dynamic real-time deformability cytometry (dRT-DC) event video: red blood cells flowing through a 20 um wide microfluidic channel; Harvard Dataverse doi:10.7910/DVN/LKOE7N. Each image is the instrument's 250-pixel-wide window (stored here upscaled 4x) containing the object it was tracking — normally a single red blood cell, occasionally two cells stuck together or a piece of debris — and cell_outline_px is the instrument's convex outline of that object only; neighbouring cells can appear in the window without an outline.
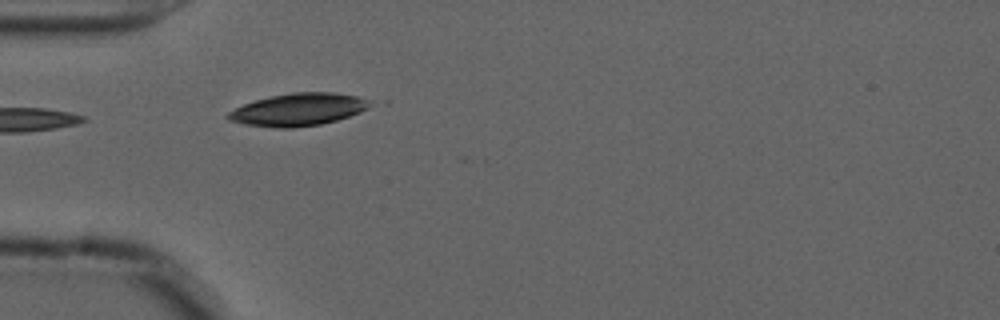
{"species": "common noctule bat (a hibernating species)", "species_latin": "Nyctalus noctula", "temperature_condition": "cold", "stored_images_in_passage": 4, "camera_frame_rate_fps": 3000, "um_per_image_px": 0.085, "animal": {"sex": "male", "forearm_length_mm": 52.5}, "frame": {"image": 1, "passage_image": 1, "time_ms": 0.0, "image_size_px": [1000, 320], "cell_outline_px": [[376, 104], [360, 112], [336, 120], [320, 124], [292, 128], [280, 128], [244, 124], [228, 120], [224, 116], [228, 112], [244, 104], [256, 100], [272, 96], [292, 92], [332, 92], [356, 96], [368, 100]], "centroid_in_image_um": [25.36, 9.31], "position_along_channel_um": 59.6, "area_um2": 26.76}}